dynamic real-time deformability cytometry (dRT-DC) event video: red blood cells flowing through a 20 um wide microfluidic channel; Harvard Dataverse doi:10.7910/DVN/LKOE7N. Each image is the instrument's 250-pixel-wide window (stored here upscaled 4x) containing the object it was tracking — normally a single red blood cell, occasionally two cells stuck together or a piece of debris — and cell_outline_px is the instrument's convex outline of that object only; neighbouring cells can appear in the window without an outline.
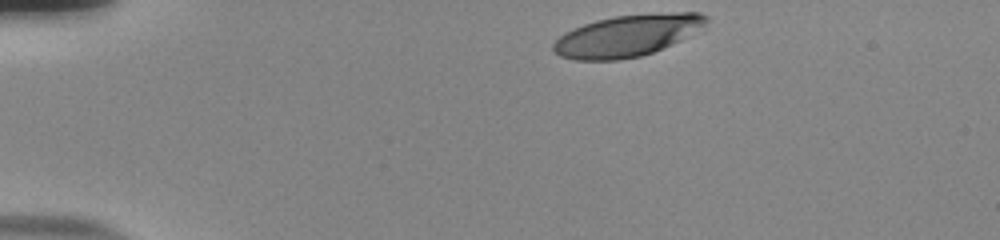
{"species": "human", "species_latin": "Homo sapiens", "temperature_condition": "room temperature", "stored_images_in_passage": 36, "camera_frame_rate_fps": 3000, "um_per_image_px": 0.085, "donor": {"sex": "male"}, "frame": {"image": 1, "passage_image": 1, "time_ms": 0.0, "image_size_px": [1000, 240], "cell_outline_px": [[708, 20], [704, 24], [680, 40], [672, 44], [652, 52], [640, 56], [620, 60], [576, 60], [560, 56], [552, 52], [552, 44], [564, 32], [572, 28], [596, 20], [616, 16], [676, 12], [700, 12], [708, 16]], "centroid_in_image_um": [53.25, 3.03], "position_along_channel_um": 31.8, "area_um2": 36.76}}
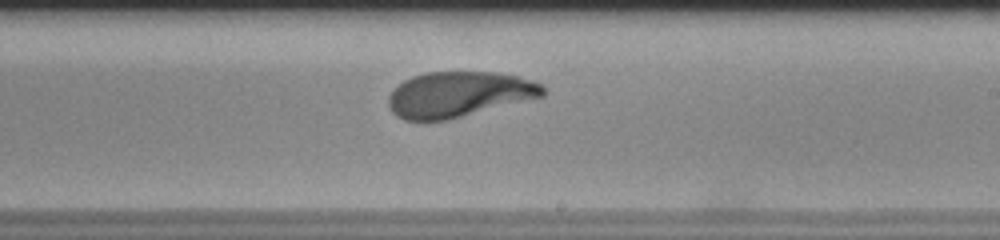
{"frame": {"image": 2, "passage_image": 24, "time_ms": 7.667, "image_size_px": [1000, 240], "cell_outline_px": [[544, 96], [448, 120], [424, 124], [404, 120], [396, 116], [392, 112], [388, 104], [388, 96], [404, 80], [412, 76], [428, 72], [496, 72], [516, 76], [544, 84]], "centroid_in_image_um": [38.96, 8.06], "position_along_channel_um": 250.0, "area_um2": 41.44}}
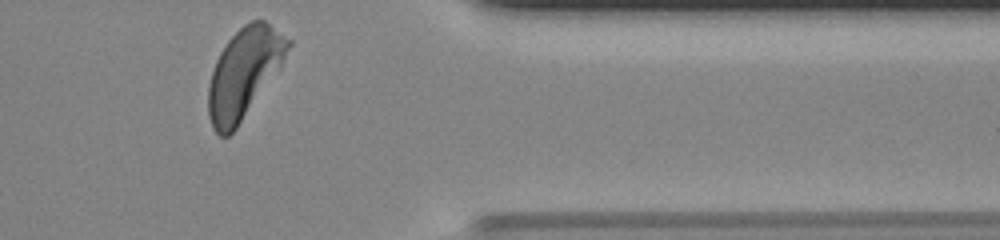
{"frame": {"image": 3, "passage_image": 36, "time_ms": 11.667, "image_size_px": [1000, 240], "cell_outline_px": [[292, 44], [280, 68], [236, 128], [228, 136], [220, 136], [212, 128], [208, 116], [208, 84], [216, 60], [220, 52], [228, 40], [244, 24], [252, 20], [264, 20], [292, 40]], "centroid_in_image_um": [20.75, 6.2], "position_along_channel_um": 390.7, "area_um2": 41.44}, "authors_computed_cell_mechanics": {"area_um2": 41.1536, "velocity_mm_per_s": 3.8259, "shape_relaxation_time_tau1_ms": 3.0719, "shape_relaxation_time_tau2_ms": 1.2186, "deformation_change_tau1": 0.1705, "deformation_change_tau2": 0.081}}